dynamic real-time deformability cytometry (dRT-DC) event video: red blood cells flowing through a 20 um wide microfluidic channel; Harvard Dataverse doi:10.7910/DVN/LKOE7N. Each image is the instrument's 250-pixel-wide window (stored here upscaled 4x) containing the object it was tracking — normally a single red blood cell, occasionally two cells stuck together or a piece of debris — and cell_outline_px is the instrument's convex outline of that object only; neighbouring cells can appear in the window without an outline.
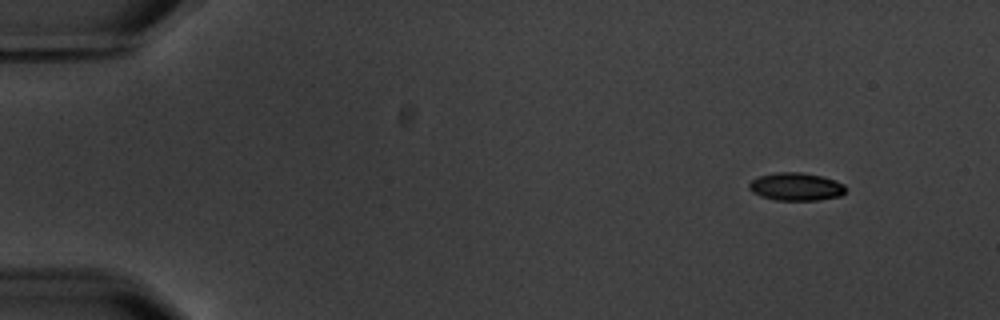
{"species": "common noctule bat (a hibernating species)", "species_latin": "Nyctalus noctula", "temperature_condition": "warm", "stored_images_in_passage": 4, "camera_frame_rate_fps": 3000, "um_per_image_px": 0.085, "animal": {"sex": "male", "body_mass_g": 20.1, "forearm_length_mm": 53.5}, "frame": {"image": 1, "passage_image": 1, "time_ms": 0.0, "image_size_px": [1000, 320], "cell_outline_px": [[848, 188], [840, 196], [816, 200], [776, 200], [760, 196], [752, 192], [748, 188], [748, 184], [752, 180], [760, 176], [776, 172], [800, 172], [820, 176], [844, 184]], "centroid_in_image_um": [67.64, 15.87], "position_along_channel_um": 17.4, "area_um2": 15.61}}
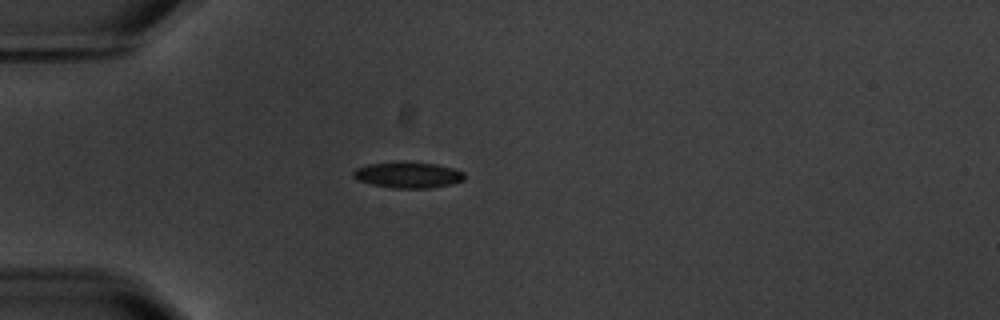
{"frame": {"image": 2, "passage_image": 4, "time_ms": 3.667, "image_size_px": [1000, 320], "cell_outline_px": [[464, 180], [452, 184], [428, 188], [392, 188], [372, 184], [356, 180], [352, 176], [352, 172], [356, 168], [368, 164], [404, 160], [436, 164], [452, 168], [464, 172]], "centroid_in_image_um": [34.65, 14.85], "position_along_channel_um": 50.4, "area_um2": 17.17}}